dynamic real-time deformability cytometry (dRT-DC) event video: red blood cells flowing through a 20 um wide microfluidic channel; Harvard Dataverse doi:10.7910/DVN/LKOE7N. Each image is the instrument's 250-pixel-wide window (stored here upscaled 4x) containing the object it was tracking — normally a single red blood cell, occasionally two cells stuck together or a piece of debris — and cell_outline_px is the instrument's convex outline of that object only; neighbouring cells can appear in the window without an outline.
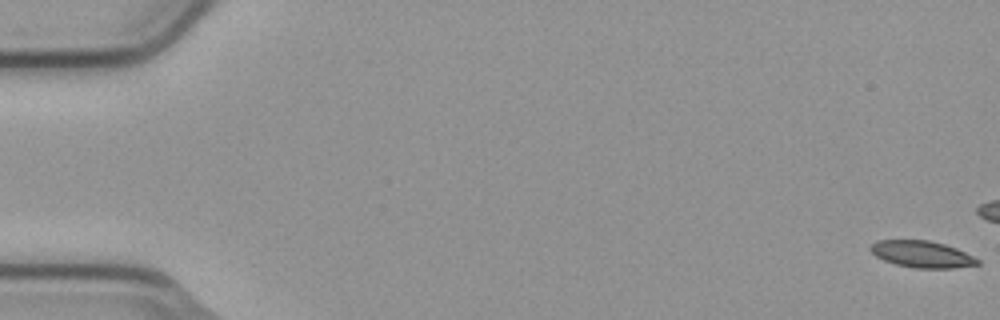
{"species": "common noctule bat (a hibernating species)", "species_latin": "Nyctalus noctula", "temperature_condition": "cold", "stored_images_in_passage": 6, "camera_frame_rate_fps": 3000, "um_per_image_px": 0.085, "animal": {"sex": "male", "body_mass_g": 23.1, "forearm_length_mm": 52.7}, "frame": {"image": 1, "passage_image": 1, "time_ms": 0.0, "image_size_px": [1000, 320], "cell_outline_px": [[980, 264], [952, 268], [916, 268], [896, 264], [884, 260], [876, 256], [868, 248], [876, 240], [928, 240], [944, 244], [956, 248], [980, 260]], "centroid_in_image_um": [78.35, 21.6], "position_along_channel_um": 6.6, "area_um2": 16.53}}